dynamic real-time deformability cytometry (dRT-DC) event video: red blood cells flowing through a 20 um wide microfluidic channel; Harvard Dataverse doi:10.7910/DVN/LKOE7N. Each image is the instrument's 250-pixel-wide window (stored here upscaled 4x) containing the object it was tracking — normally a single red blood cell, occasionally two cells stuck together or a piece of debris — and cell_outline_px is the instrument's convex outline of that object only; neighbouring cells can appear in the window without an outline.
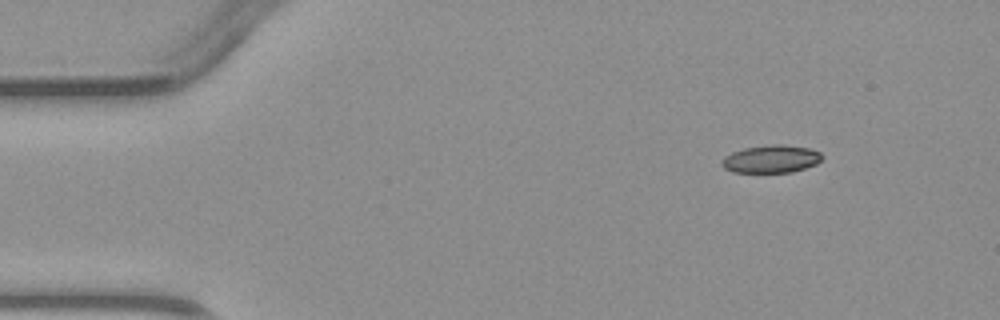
{"species": "common noctule bat (a hibernating species)", "species_latin": "Nyctalus noctula", "temperature_condition": "warm", "stored_images_in_passage": 3, "camera_frame_rate_fps": 3000, "um_per_image_px": 0.085, "animal": {"sex": "male", "body_mass_g": 23.1, "forearm_length_mm": 52.7}, "frame": {"image": 1, "passage_image": 1, "time_ms": 0.0, "image_size_px": [1000, 320], "cell_outline_px": [[824, 156], [816, 164], [792, 172], [732, 172], [724, 168], [720, 164], [720, 160], [724, 156], [732, 152], [744, 148], [772, 144], [784, 144], [808, 148], [820, 152]], "centroid_in_image_um": [65.52, 13.51], "position_along_channel_um": 19.5, "area_um2": 16.3}}
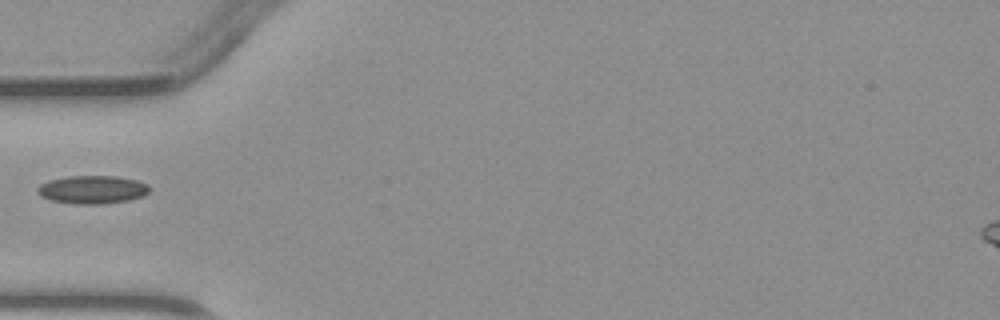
{"frame": {"image": 2, "passage_image": 3, "time_ms": 3.333, "image_size_px": [1000, 320], "cell_outline_px": [[152, 188], [144, 196], [128, 200], [104, 204], [76, 204], [52, 200], [40, 196], [36, 192], [36, 188], [40, 184], [48, 180], [68, 176], [116, 176], [136, 180], [148, 184]], "centroid_in_image_um": [7.85, 16.11], "position_along_channel_um": 77.1, "area_um2": 18.55}}